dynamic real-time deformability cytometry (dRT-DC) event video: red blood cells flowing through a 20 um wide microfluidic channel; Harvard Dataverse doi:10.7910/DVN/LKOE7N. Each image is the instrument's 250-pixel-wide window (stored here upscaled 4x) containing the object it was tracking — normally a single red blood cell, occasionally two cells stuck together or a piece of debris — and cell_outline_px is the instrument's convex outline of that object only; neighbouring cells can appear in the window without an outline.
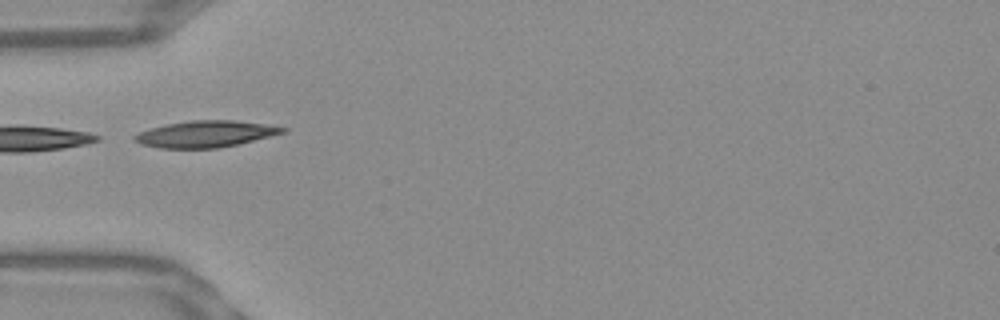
{"species": "Egyptian fruit bat (a non-hibernating species)", "species_latin": "Rousettus aegyptiacus", "temperature_condition": "warm", "stored_images_in_passage": 5, "camera_frame_rate_fps": 3000, "um_per_image_px": 0.085, "frame": {"image": 1, "passage_image": 1, "time_ms": 0.0, "image_size_px": [1000, 320], "cell_outline_px": [[288, 132], [236, 144], [216, 148], [160, 148], [140, 144], [132, 140], [132, 136], [140, 132], [164, 124], [188, 120], [232, 120], [264, 124], [288, 128]], "centroid_in_image_um": [17.44, 11.38], "position_along_channel_um": 67.6, "area_um2": 22.83}}